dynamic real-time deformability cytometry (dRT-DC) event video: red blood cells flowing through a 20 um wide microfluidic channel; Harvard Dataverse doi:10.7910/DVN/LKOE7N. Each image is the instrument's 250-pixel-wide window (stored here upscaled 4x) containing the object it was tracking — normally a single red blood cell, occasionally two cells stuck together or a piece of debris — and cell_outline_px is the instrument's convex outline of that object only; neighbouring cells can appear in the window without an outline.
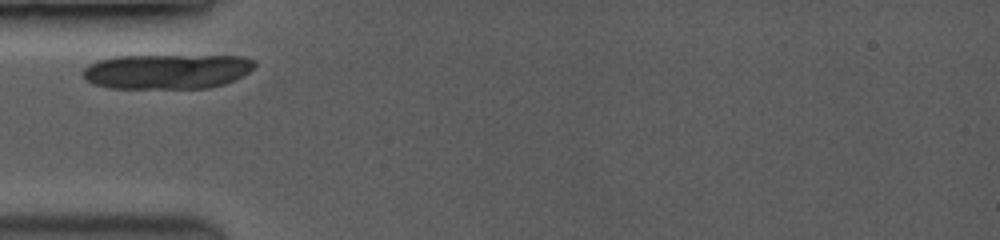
{"species": "common noctule bat (a hibernating species)", "species_latin": "Nyctalus noctula", "temperature_condition": "room temperature", "stored_images_in_passage": 3, "camera_frame_rate_fps": 3500, "um_per_image_px": 0.085, "animal": {"sex": "female", "body_mass_g": 19.0, "forearm_length_mm": 53.3}, "frame": {"image": 1, "passage_image": 1, "time_ms": 0.0, "image_size_px": [1000, 240], "cell_outline_px": [[256, 64], [248, 72], [224, 84], [208, 88], [112, 88], [92, 84], [84, 80], [84, 68], [88, 64], [96, 60], [116, 56], [244, 56], [252, 60]], "centroid_in_image_um": [14.14, 6.07], "position_along_channel_um": 70.9, "area_um2": 34.8}}